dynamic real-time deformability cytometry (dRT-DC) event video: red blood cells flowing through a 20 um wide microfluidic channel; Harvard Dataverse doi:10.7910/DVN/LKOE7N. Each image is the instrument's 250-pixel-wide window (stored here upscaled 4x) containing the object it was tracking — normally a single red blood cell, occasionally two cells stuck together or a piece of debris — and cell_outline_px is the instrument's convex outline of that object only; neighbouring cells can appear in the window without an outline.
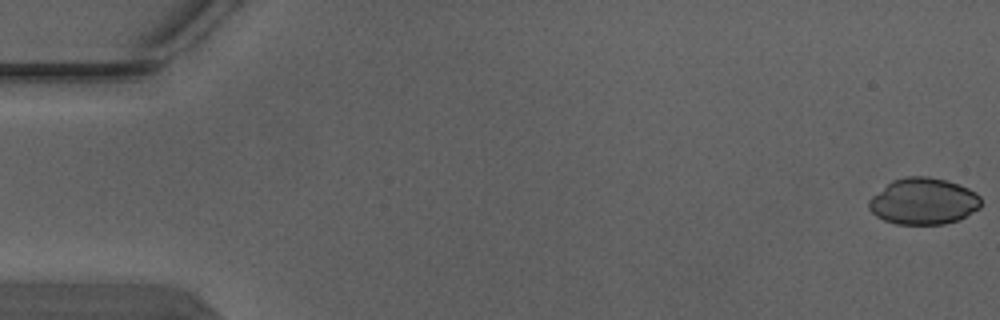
{"species": "Egyptian fruit bat (a non-hibernating species)", "species_latin": "Rousettus aegyptiacus", "temperature_condition": "warm", "stored_images_in_passage": 6, "segment_of_instrument_passage": [2, 2], "camera_frame_rate_fps": 3000, "um_per_image_px": 0.085, "animal": {"sex": "male"}, "frame": {"image": 1, "passage_image": 6, "time_ms": 1.667, "image_size_px": [1000, 320], "cell_outline_px": [[980, 208], [960, 220], [944, 224], [896, 224], [884, 220], [876, 216], [868, 208], [868, 200], [872, 196], [892, 180], [908, 176], [928, 176], [944, 180], [968, 188], [976, 192], [980, 196]], "centroid_in_image_um": [78.49, 17.12], "position_along_channel_um": 6.5, "area_um2": 30.4}}